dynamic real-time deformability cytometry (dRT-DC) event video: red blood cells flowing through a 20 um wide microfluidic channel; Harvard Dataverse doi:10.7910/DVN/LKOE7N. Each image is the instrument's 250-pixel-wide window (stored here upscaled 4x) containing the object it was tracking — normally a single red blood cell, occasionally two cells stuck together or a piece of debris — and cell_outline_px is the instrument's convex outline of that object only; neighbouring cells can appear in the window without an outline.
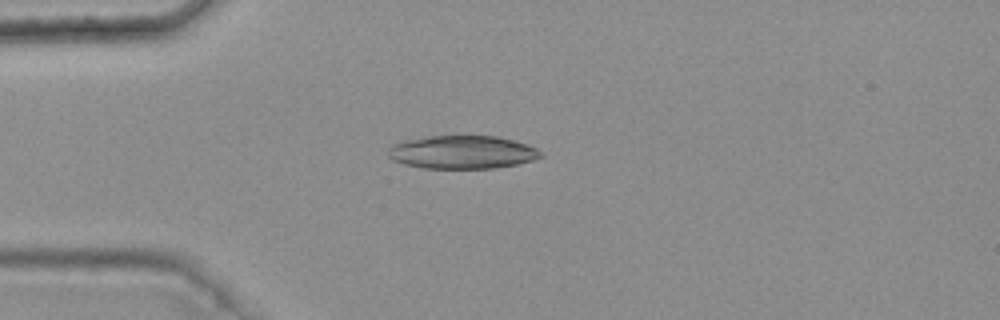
{"species": "common noctule bat (a hibernating species)", "species_latin": "Nyctalus noctula", "temperature_condition": "warm", "stored_images_in_passage": 7, "camera_frame_rate_fps": 3000, "um_per_image_px": 0.085, "animal": {"sex": "female", "body_mass_g": 25.1}, "frame": {"image": 1, "passage_image": 4, "time_ms": 1.0, "image_size_px": [1000, 320], "cell_outline_px": [[544, 156], [532, 160], [516, 164], [496, 168], [424, 168], [404, 164], [392, 160], [388, 156], [388, 148], [392, 144], [404, 140], [428, 136], [496, 136], [528, 144], [536, 148]], "centroid_in_image_um": [39.26, 12.93], "position_along_channel_um": 45.7, "area_um2": 29.54}}
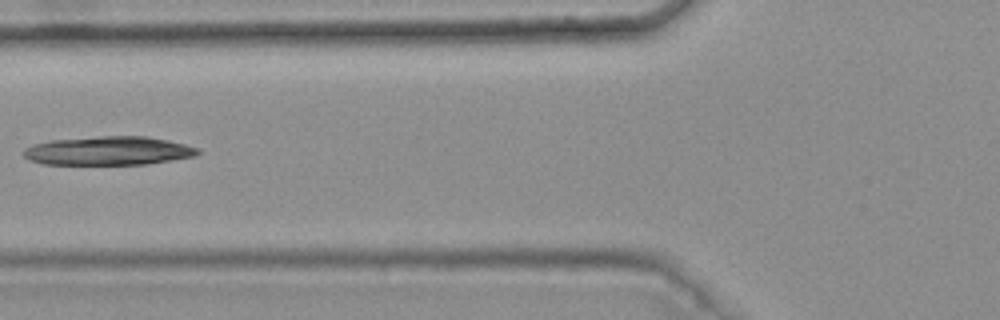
{"frame": {"image": 2, "passage_image": 6, "time_ms": 1.667, "image_size_px": [1000, 320], "cell_outline_px": [[200, 152], [196, 156], [172, 160], [144, 164], [44, 164], [28, 160], [24, 156], [24, 148], [32, 144], [52, 140], [100, 136], [144, 136], [168, 140], [184, 144], [196, 148]], "centroid_in_image_um": [9.19, 12.81], "position_along_channel_um": 116.6, "area_um2": 29.02}}
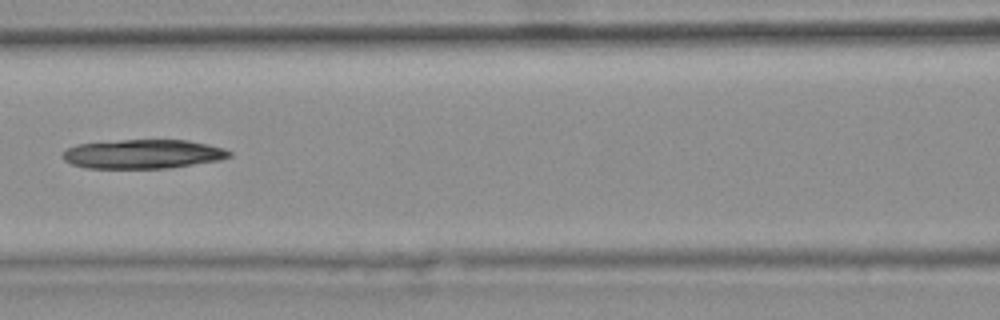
{"frame": {"image": 3, "passage_image": 7, "time_ms": 2.0, "image_size_px": [1000, 320], "cell_outline_px": [[232, 156], [220, 160], [168, 168], [88, 168], [72, 164], [64, 160], [60, 156], [68, 148], [76, 144], [120, 140], [188, 140], [208, 144], [224, 148], [232, 152]], "centroid_in_image_um": [12.16, 13.09], "position_along_channel_um": 154.4, "area_um2": 28.32}}